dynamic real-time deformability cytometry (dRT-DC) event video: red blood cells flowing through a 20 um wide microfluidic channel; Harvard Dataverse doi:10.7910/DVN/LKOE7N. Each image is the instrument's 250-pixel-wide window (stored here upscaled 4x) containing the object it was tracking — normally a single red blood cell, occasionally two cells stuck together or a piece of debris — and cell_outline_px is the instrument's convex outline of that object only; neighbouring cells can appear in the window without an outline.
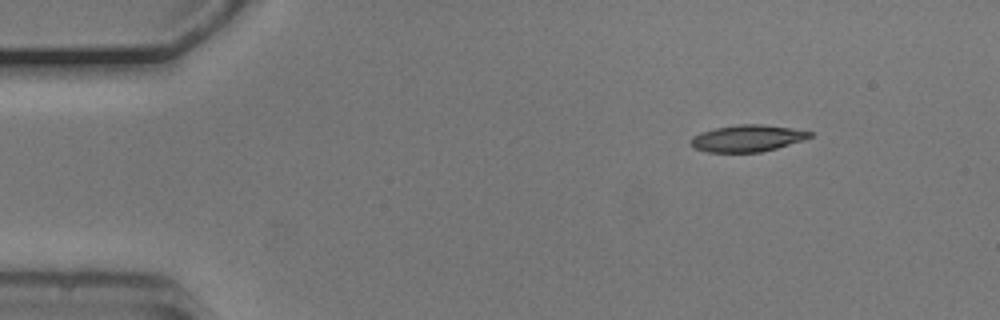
{"species": "common noctule bat (a hibernating species)", "species_latin": "Nyctalus noctula", "temperature_condition": "cold", "stored_images_in_passage": 48, "camera_frame_rate_fps": 3000, "um_per_image_px": 0.085, "animal": {"sex": "male", "body_mass_g": 20.5, "forearm_length_mm": 52.5}, "frame": {"image": 1, "passage_image": 1, "time_ms": 0.0, "image_size_px": [1000, 320], "cell_outline_px": [[812, 136], [804, 140], [776, 148], [760, 152], [708, 152], [696, 148], [688, 144], [688, 140], [692, 136], [700, 132], [716, 128], [740, 124], [760, 124], [788, 128], [812, 132]], "centroid_in_image_um": [63.46, 11.76], "position_along_channel_um": 21.5, "area_um2": 18.44}}
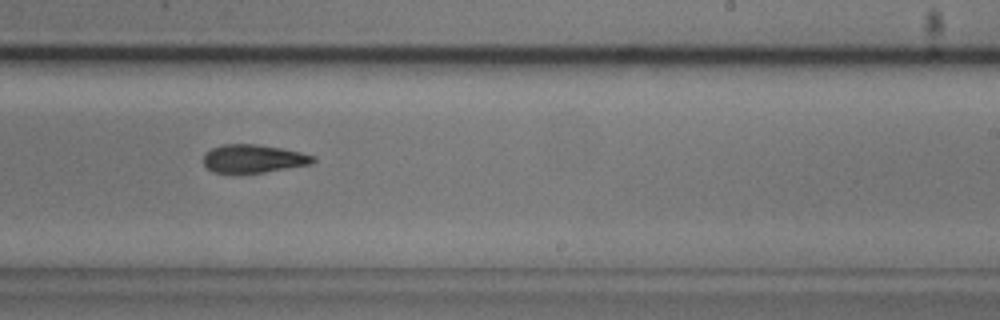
{"frame": {"image": 2, "passage_image": 27, "time_ms": 8.667, "image_size_px": [1000, 320], "cell_outline_px": [[316, 160], [312, 164], [264, 172], [212, 172], [204, 164], [204, 156], [212, 148], [224, 144], [256, 144], [284, 148], [316, 156]], "centroid_in_image_um": [21.59, 13.47], "position_along_channel_um": 267.4, "area_um2": 17.86}}
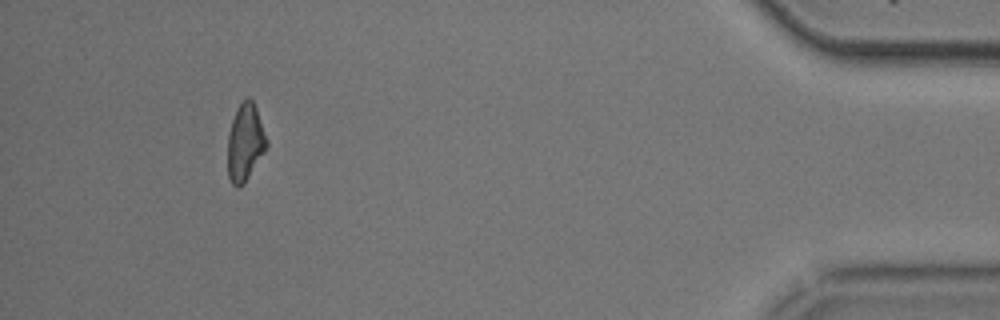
{"frame": {"image": 3, "passage_image": 44, "time_ms": 14.333, "image_size_px": [1000, 320], "cell_outline_px": [[268, 144], [264, 152], [244, 184], [236, 188], [232, 184], [228, 176], [228, 132], [236, 108], [244, 96], [248, 96], [252, 100], [256, 108], [268, 140]], "centroid_in_image_um": [20.83, 12.08], "position_along_channel_um": 414.4, "area_um2": 17.69}, "authors_computed_cell_mechanics": {"area_um2": 18.7272, "velocity_mm_per_s": 3.7323, "shape_relaxation_time_tau1_ms": 2.5576, "shape_relaxation_time_tau2_ms": 5.7295, "deformation_change_tau1": 0.1199, "deformation_change_tau2": 0.1337}}